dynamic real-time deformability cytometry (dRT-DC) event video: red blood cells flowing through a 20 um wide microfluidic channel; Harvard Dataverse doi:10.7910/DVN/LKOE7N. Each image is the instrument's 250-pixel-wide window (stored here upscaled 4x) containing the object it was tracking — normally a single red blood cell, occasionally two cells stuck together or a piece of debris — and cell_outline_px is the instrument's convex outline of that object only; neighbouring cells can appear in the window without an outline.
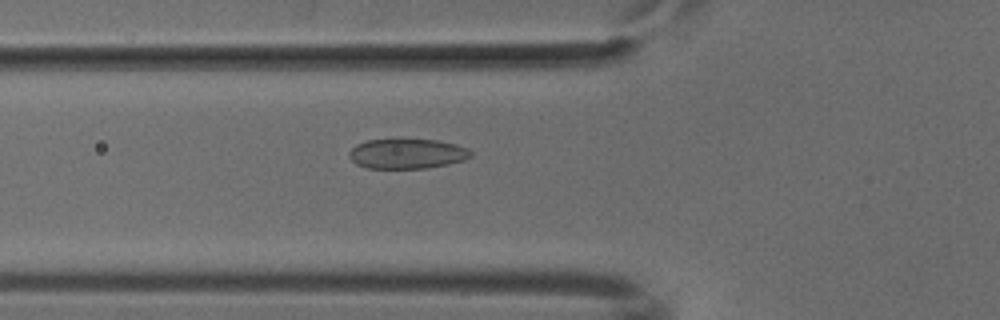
{"species": "common noctule bat (a hibernating species)", "species_latin": "Nyctalus noctula", "temperature_condition": "cold", "stored_images_in_passage": 41, "camera_frame_rate_fps": 3000, "um_per_image_px": 0.085, "animal": {"sex": "male", "body_mass_g": 18.8}, "frame": {"image": 1, "passage_image": 7, "time_ms": 2.0, "image_size_px": [1000, 320], "cell_outline_px": [[472, 156], [464, 160], [448, 164], [428, 168], [364, 168], [356, 164], [348, 156], [348, 152], [356, 144], [368, 140], [440, 140], [456, 144], [468, 148], [472, 152]], "centroid_in_image_um": [34.61, 13.07], "position_along_channel_um": 91.2, "area_um2": 21.27}}
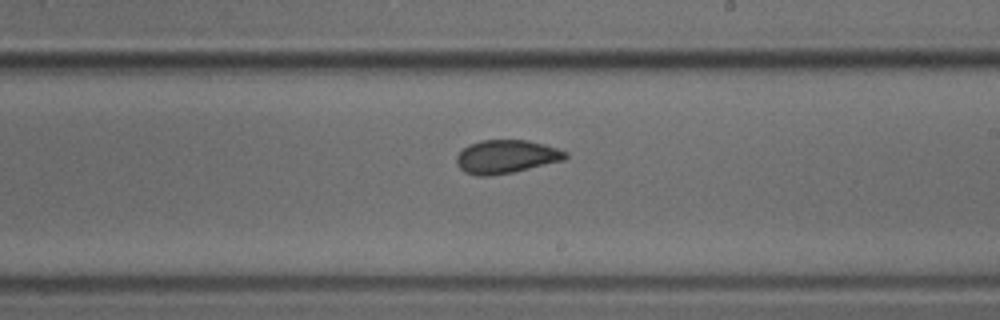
{"frame": {"image": 2, "passage_image": 19, "time_ms": 6.0, "image_size_px": [1000, 320], "cell_outline_px": [[568, 156], [564, 160], [512, 172], [488, 176], [476, 176], [464, 172], [456, 164], [456, 156], [468, 144], [480, 140], [528, 140], [544, 144], [568, 152]], "centroid_in_image_um": [43.0, 13.31], "position_along_channel_um": 246.0, "area_um2": 21.21}}
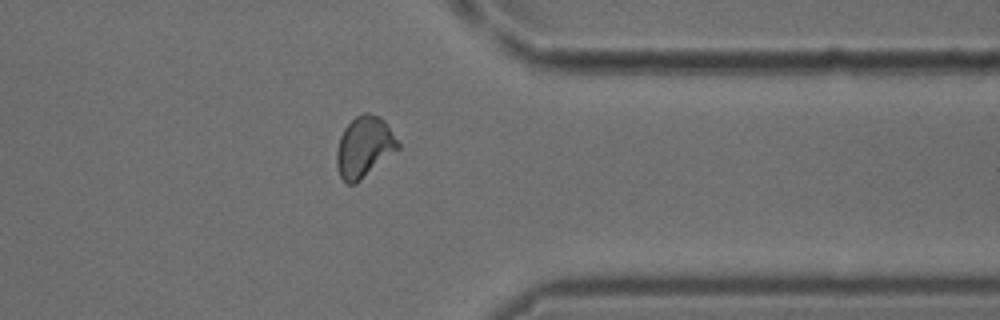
{"frame": {"image": 3, "passage_image": 30, "time_ms": 9.667, "image_size_px": [1000, 320], "cell_outline_px": [[400, 148], [356, 184], [348, 184], [340, 176], [336, 164], [336, 152], [340, 136], [344, 128], [356, 116], [364, 112], [368, 112], [380, 116], [384, 120], [400, 144]], "centroid_in_image_um": [30.95, 12.49], "position_along_channel_um": 380.4, "area_um2": 21.79}}